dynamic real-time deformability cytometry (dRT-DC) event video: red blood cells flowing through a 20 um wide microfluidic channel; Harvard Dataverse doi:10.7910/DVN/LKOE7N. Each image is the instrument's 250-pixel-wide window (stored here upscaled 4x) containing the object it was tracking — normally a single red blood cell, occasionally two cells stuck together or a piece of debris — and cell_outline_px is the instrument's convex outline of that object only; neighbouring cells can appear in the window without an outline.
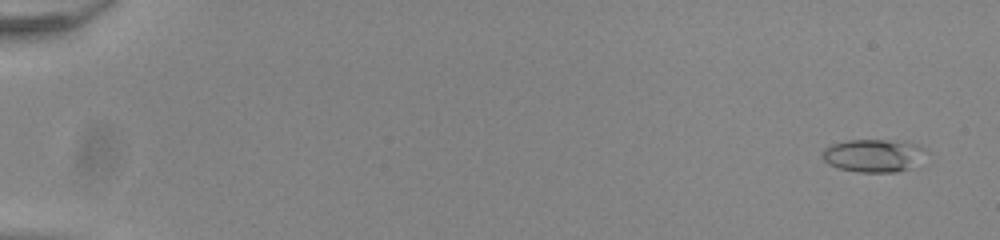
{"species": "common noctule bat (a hibernating species)", "species_latin": "Nyctalus noctula", "temperature_condition": "room temperature", "stored_images_in_passage": 55, "camera_frame_rate_fps": 3000, "um_per_image_px": 0.085, "animal": {"sex": "male", "body_mass_g": 20.0, "forearm_length_mm": 53.3}, "frame": {"image": 1, "passage_image": 3, "time_ms": 0.667, "image_size_px": [1000, 240], "cell_outline_px": [[928, 152], [908, 168], [896, 172], [856, 172], [840, 168], [828, 164], [824, 160], [824, 148], [832, 144], [848, 140], [888, 140], [916, 144], [924, 148]], "centroid_in_image_um": [74.22, 13.22], "position_along_channel_um": 10.8, "area_um2": 19.48}}
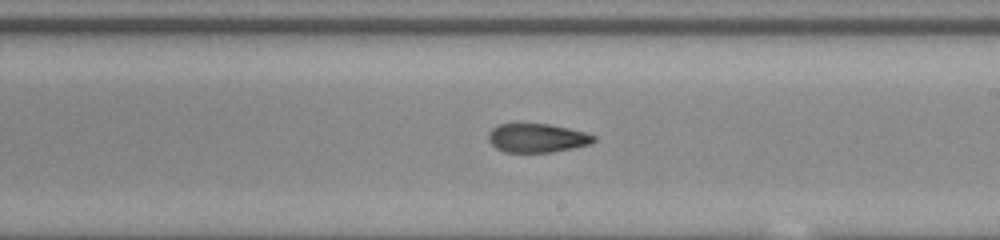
{"frame": {"image": 2, "passage_image": 34, "time_ms": 11.0, "image_size_px": [1000, 240], "cell_outline_px": [[596, 140], [588, 144], [572, 148], [552, 152], [504, 152], [496, 148], [488, 140], [488, 132], [492, 128], [500, 124], [548, 124], [568, 128], [584, 132], [596, 136]], "centroid_in_image_um": [45.63, 11.73], "position_along_channel_um": 243.4, "area_um2": 17.57}}
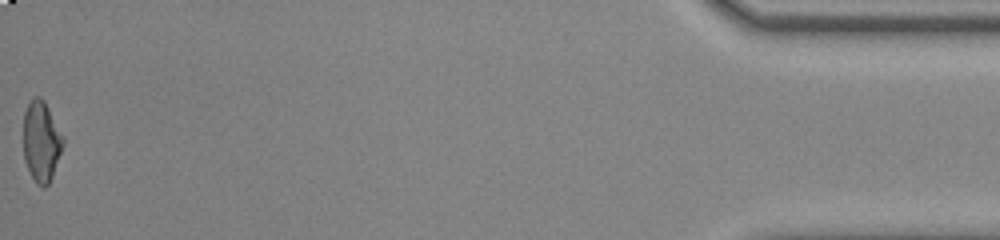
{"frame": {"image": 3, "passage_image": 55, "time_ms": 18.0, "image_size_px": [1000, 240], "cell_outline_px": [[64, 144], [52, 176], [48, 184], [44, 188], [36, 184], [24, 160], [24, 112], [32, 96], [40, 96], [44, 100], [64, 136]], "centroid_in_image_um": [3.52, 11.99], "position_along_channel_um": 431.7, "area_um2": 18.67}, "authors_computed_cell_mechanics": {"area_um2": 18.2648, "velocity_mm_per_s": 3.9089, "shape_relaxation_time_tau1_ms": 8.7424, "shape_relaxation_time_tau2_ms": 2.7468, "deformation_change_tau1": 0.2437, "deformation_change_tau2": 0.1128}}